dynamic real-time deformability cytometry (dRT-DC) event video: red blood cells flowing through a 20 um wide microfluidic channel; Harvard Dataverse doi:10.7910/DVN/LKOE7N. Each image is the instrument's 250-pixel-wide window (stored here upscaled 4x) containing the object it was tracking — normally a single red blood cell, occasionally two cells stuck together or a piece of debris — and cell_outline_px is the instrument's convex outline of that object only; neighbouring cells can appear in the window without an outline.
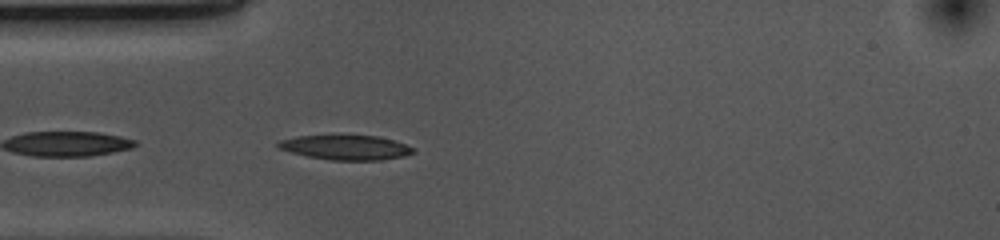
{"species": "common noctule bat (a hibernating species)", "species_latin": "Nyctalus noctula", "temperature_condition": "cold", "stored_images_in_passage": 14, "camera_frame_rate_fps": 3000, "um_per_image_px": 0.085, "animal": {"sex": "female", "body_mass_g": 10.0, "forearm_length_mm": 53.1}, "frame": {"image": 1, "passage_image": 1, "time_ms": 0.0, "image_size_px": [1000, 240], "cell_outline_px": [[416, 152], [404, 156], [380, 160], [332, 160], [308, 156], [292, 152], [280, 148], [276, 144], [280, 140], [296, 136], [340, 132], [380, 136], [416, 148]], "centroid_in_image_um": [29.4, 12.47], "position_along_channel_um": 55.6, "area_um2": 20.35}}
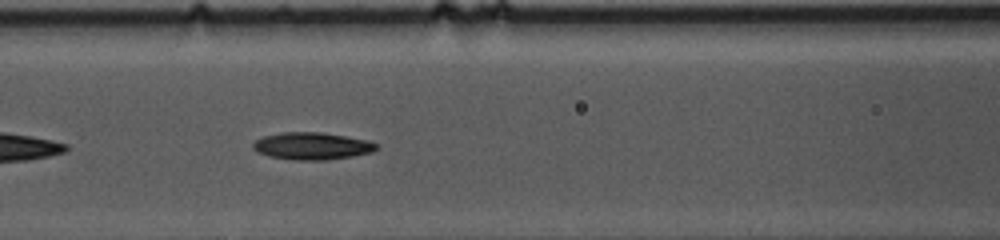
{"frame": {"image": 2, "passage_image": 8, "time_ms": 2.333, "image_size_px": [1000, 240], "cell_outline_px": [[380, 148], [372, 152], [352, 156], [324, 160], [292, 160], [268, 156], [256, 152], [252, 148], [252, 144], [256, 140], [264, 136], [280, 132], [320, 132], [368, 140], [376, 144]], "centroid_in_image_um": [26.49, 12.41], "position_along_channel_um": 140.1, "area_um2": 19.65}}
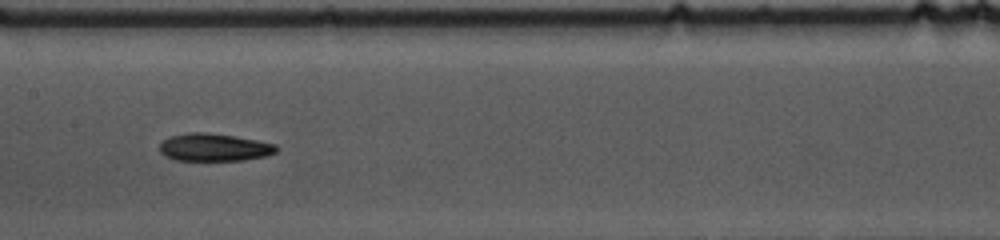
{"frame": {"image": 3, "passage_image": 12, "time_ms": 3.667, "image_size_px": [1000, 240], "cell_outline_px": [[280, 148], [276, 152], [264, 156], [244, 160], [176, 160], [164, 156], [160, 152], [160, 144], [168, 136], [188, 132], [208, 132], [236, 136], [276, 144]], "centroid_in_image_um": [18.19, 12.51], "position_along_channel_um": 189.2, "area_um2": 18.96}}